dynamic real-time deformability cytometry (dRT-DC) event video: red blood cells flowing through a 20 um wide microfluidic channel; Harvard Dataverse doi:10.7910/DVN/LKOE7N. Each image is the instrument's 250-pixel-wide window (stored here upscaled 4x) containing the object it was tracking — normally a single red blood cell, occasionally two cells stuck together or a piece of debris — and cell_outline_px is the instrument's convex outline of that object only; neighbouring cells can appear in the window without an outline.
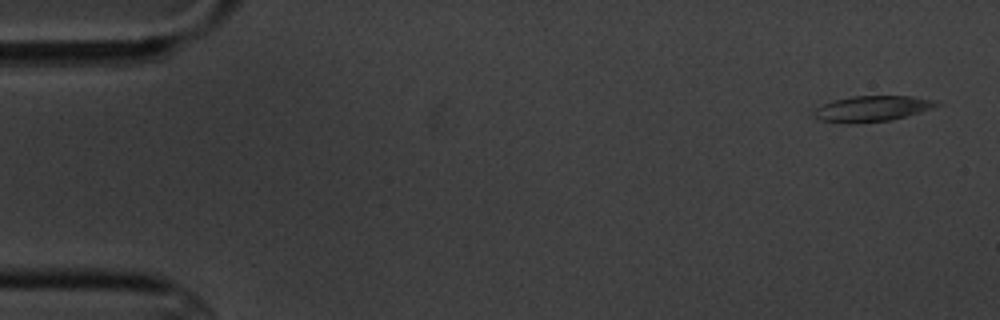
{"species": "common noctule bat (a hibernating species)", "species_latin": "Nyctalus noctula", "temperature_condition": "cold", "stored_images_in_passage": 5, "camera_frame_rate_fps": 3000, "um_per_image_px": 0.085, "animal": {"sex": "male", "body_mass_g": 20.1, "forearm_length_mm": 53.5}, "frame": {"image": 1, "passage_image": 1, "time_ms": 0.0, "image_size_px": [1000, 320], "cell_outline_px": [[944, 104], [920, 112], [888, 120], [848, 124], [820, 120], [812, 116], [812, 112], [820, 104], [852, 96], [912, 96], [932, 100]], "centroid_in_image_um": [74.07, 9.23], "position_along_channel_um": 10.9, "area_um2": 18.32}}
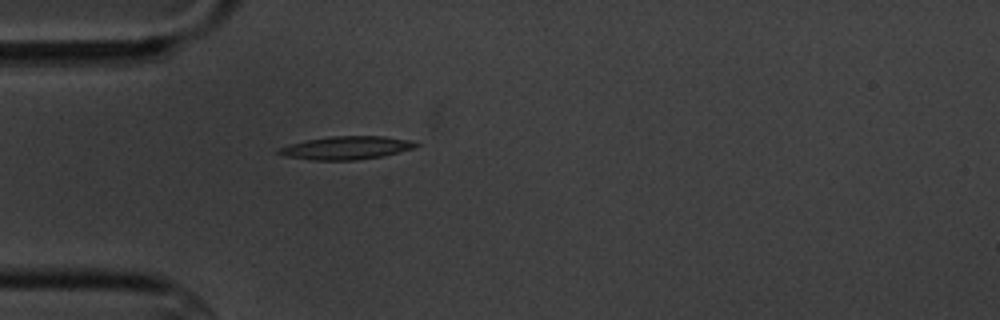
{"frame": {"image": 2, "passage_image": 5, "time_ms": 4.667, "image_size_px": [1000, 320], "cell_outline_px": [[420, 144], [416, 148], [380, 156], [356, 160], [312, 160], [284, 156], [276, 152], [276, 148], [288, 144], [328, 136], [384, 136], [412, 140]], "centroid_in_image_um": [29.42, 12.56], "position_along_channel_um": 55.6, "area_um2": 18.61}}